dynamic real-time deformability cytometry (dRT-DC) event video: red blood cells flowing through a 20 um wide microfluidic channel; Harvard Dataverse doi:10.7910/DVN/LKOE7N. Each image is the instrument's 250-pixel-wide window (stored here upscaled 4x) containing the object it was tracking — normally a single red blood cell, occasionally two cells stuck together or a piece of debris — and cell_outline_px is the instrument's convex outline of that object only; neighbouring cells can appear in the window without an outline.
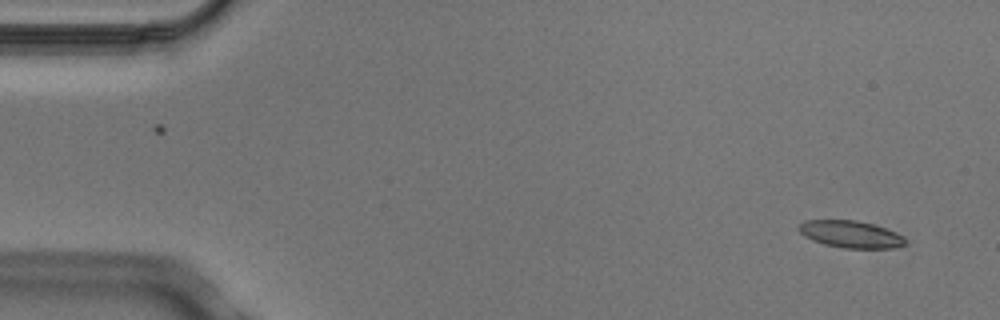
{"species": "Egyptian fruit bat (a non-hibernating species)", "species_latin": "Rousettus aegyptiacus", "temperature_condition": "cold", "stored_images_in_passage": 6, "camera_frame_rate_fps": 3000, "um_per_image_px": 0.085, "animal": {"sex": "male"}, "frame": {"image": 1, "passage_image": 2, "time_ms": 0.333, "image_size_px": [1000, 320], "cell_outline_px": [[908, 240], [904, 244], [896, 248], [844, 248], [824, 244], [812, 240], [804, 236], [796, 228], [804, 220], [856, 220], [872, 224], [896, 232], [904, 236]], "centroid_in_image_um": [72.31, 19.91], "position_along_channel_um": 12.7, "area_um2": 16.88}}
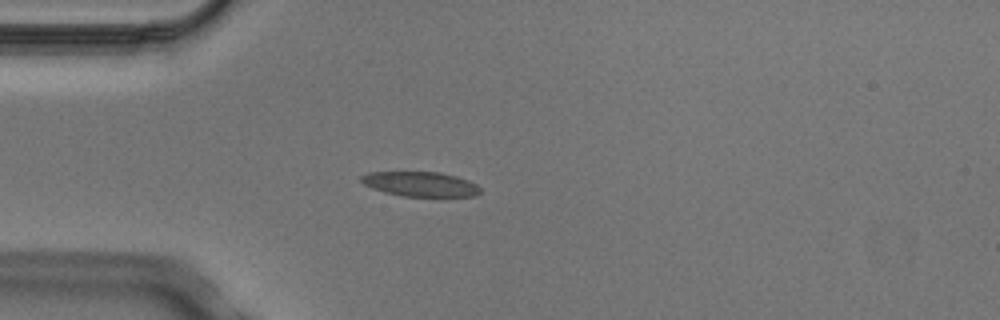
{"frame": {"image": 2, "passage_image": 5, "time_ms": 1.333, "image_size_px": [1000, 320], "cell_outline_px": [[480, 192], [476, 196], [440, 200], [404, 196], [384, 192], [372, 188], [364, 184], [360, 180], [360, 176], [368, 172], [440, 172], [456, 176], [468, 180], [476, 184], [480, 188]], "centroid_in_image_um": [35.82, 15.7], "position_along_channel_um": 49.2, "area_um2": 18.15}}